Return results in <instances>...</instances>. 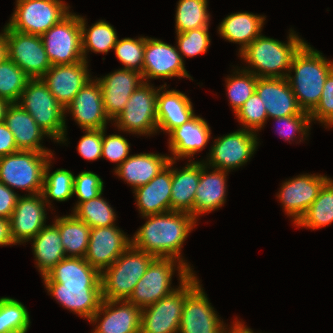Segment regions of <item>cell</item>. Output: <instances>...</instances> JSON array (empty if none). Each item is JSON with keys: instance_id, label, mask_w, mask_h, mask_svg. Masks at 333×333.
I'll return each instance as SVG.
<instances>
[{"instance_id": "1", "label": "cell", "mask_w": 333, "mask_h": 333, "mask_svg": "<svg viewBox=\"0 0 333 333\" xmlns=\"http://www.w3.org/2000/svg\"><path fill=\"white\" fill-rule=\"evenodd\" d=\"M147 221L135 232L131 245L155 257H172L190 265L181 257V248L188 234L196 226V219L189 213L169 211L144 216ZM195 225V226H194Z\"/></svg>"}, {"instance_id": "2", "label": "cell", "mask_w": 333, "mask_h": 333, "mask_svg": "<svg viewBox=\"0 0 333 333\" xmlns=\"http://www.w3.org/2000/svg\"><path fill=\"white\" fill-rule=\"evenodd\" d=\"M305 43L294 55L287 80L298 106L311 113L319 103L327 76L333 70V62ZM295 72L291 76V72Z\"/></svg>"}, {"instance_id": "3", "label": "cell", "mask_w": 333, "mask_h": 333, "mask_svg": "<svg viewBox=\"0 0 333 333\" xmlns=\"http://www.w3.org/2000/svg\"><path fill=\"white\" fill-rule=\"evenodd\" d=\"M305 43L293 30L289 33L287 43L261 34L240 52L242 59L254 69L244 70L252 72L258 78H285L294 55Z\"/></svg>"}, {"instance_id": "4", "label": "cell", "mask_w": 333, "mask_h": 333, "mask_svg": "<svg viewBox=\"0 0 333 333\" xmlns=\"http://www.w3.org/2000/svg\"><path fill=\"white\" fill-rule=\"evenodd\" d=\"M17 103L26 110L49 138L67 141L65 109L55 99L41 78H30Z\"/></svg>"}, {"instance_id": "5", "label": "cell", "mask_w": 333, "mask_h": 333, "mask_svg": "<svg viewBox=\"0 0 333 333\" xmlns=\"http://www.w3.org/2000/svg\"><path fill=\"white\" fill-rule=\"evenodd\" d=\"M154 258V255L130 245L101 273L102 298L127 300Z\"/></svg>"}, {"instance_id": "6", "label": "cell", "mask_w": 333, "mask_h": 333, "mask_svg": "<svg viewBox=\"0 0 333 333\" xmlns=\"http://www.w3.org/2000/svg\"><path fill=\"white\" fill-rule=\"evenodd\" d=\"M177 260L172 257H155L127 301L143 309L174 292L177 288L171 287V280L175 267L180 282H184L193 274L185 264Z\"/></svg>"}, {"instance_id": "7", "label": "cell", "mask_w": 333, "mask_h": 333, "mask_svg": "<svg viewBox=\"0 0 333 333\" xmlns=\"http://www.w3.org/2000/svg\"><path fill=\"white\" fill-rule=\"evenodd\" d=\"M53 153L20 150L0 157V181L10 189L19 188L29 195L42 193L44 171Z\"/></svg>"}, {"instance_id": "8", "label": "cell", "mask_w": 333, "mask_h": 333, "mask_svg": "<svg viewBox=\"0 0 333 333\" xmlns=\"http://www.w3.org/2000/svg\"><path fill=\"white\" fill-rule=\"evenodd\" d=\"M171 294L142 309L140 333H178L186 298L200 285L190 275Z\"/></svg>"}, {"instance_id": "9", "label": "cell", "mask_w": 333, "mask_h": 333, "mask_svg": "<svg viewBox=\"0 0 333 333\" xmlns=\"http://www.w3.org/2000/svg\"><path fill=\"white\" fill-rule=\"evenodd\" d=\"M61 0H16L7 25L15 31L41 36L69 13Z\"/></svg>"}, {"instance_id": "10", "label": "cell", "mask_w": 333, "mask_h": 333, "mask_svg": "<svg viewBox=\"0 0 333 333\" xmlns=\"http://www.w3.org/2000/svg\"><path fill=\"white\" fill-rule=\"evenodd\" d=\"M41 39L52 65L74 64L84 60L80 15L69 12L42 34Z\"/></svg>"}, {"instance_id": "11", "label": "cell", "mask_w": 333, "mask_h": 333, "mask_svg": "<svg viewBox=\"0 0 333 333\" xmlns=\"http://www.w3.org/2000/svg\"><path fill=\"white\" fill-rule=\"evenodd\" d=\"M157 93L153 85L143 82L132 93L123 111L114 119L119 130L150 135L158 131Z\"/></svg>"}, {"instance_id": "12", "label": "cell", "mask_w": 333, "mask_h": 333, "mask_svg": "<svg viewBox=\"0 0 333 333\" xmlns=\"http://www.w3.org/2000/svg\"><path fill=\"white\" fill-rule=\"evenodd\" d=\"M8 58L30 78H41L52 66L41 36L21 33L5 25Z\"/></svg>"}, {"instance_id": "13", "label": "cell", "mask_w": 333, "mask_h": 333, "mask_svg": "<svg viewBox=\"0 0 333 333\" xmlns=\"http://www.w3.org/2000/svg\"><path fill=\"white\" fill-rule=\"evenodd\" d=\"M257 135L246 129L217 138L211 146L207 166L229 172L251 159L257 149Z\"/></svg>"}, {"instance_id": "14", "label": "cell", "mask_w": 333, "mask_h": 333, "mask_svg": "<svg viewBox=\"0 0 333 333\" xmlns=\"http://www.w3.org/2000/svg\"><path fill=\"white\" fill-rule=\"evenodd\" d=\"M177 50L176 47L161 40L145 37L144 65L141 74L143 81L171 77H186L192 80Z\"/></svg>"}, {"instance_id": "15", "label": "cell", "mask_w": 333, "mask_h": 333, "mask_svg": "<svg viewBox=\"0 0 333 333\" xmlns=\"http://www.w3.org/2000/svg\"><path fill=\"white\" fill-rule=\"evenodd\" d=\"M330 179L320 174H302L282 184L278 198L286 214L294 219V224L306 213Z\"/></svg>"}, {"instance_id": "16", "label": "cell", "mask_w": 333, "mask_h": 333, "mask_svg": "<svg viewBox=\"0 0 333 333\" xmlns=\"http://www.w3.org/2000/svg\"><path fill=\"white\" fill-rule=\"evenodd\" d=\"M66 309L90 320L103 301L101 283H44Z\"/></svg>"}, {"instance_id": "17", "label": "cell", "mask_w": 333, "mask_h": 333, "mask_svg": "<svg viewBox=\"0 0 333 333\" xmlns=\"http://www.w3.org/2000/svg\"><path fill=\"white\" fill-rule=\"evenodd\" d=\"M131 238L117 226L91 228L85 260L100 273L131 245Z\"/></svg>"}, {"instance_id": "18", "label": "cell", "mask_w": 333, "mask_h": 333, "mask_svg": "<svg viewBox=\"0 0 333 333\" xmlns=\"http://www.w3.org/2000/svg\"><path fill=\"white\" fill-rule=\"evenodd\" d=\"M102 314L104 317L99 318ZM141 315L142 309L127 300L103 299L89 321H100L93 333H140Z\"/></svg>"}, {"instance_id": "19", "label": "cell", "mask_w": 333, "mask_h": 333, "mask_svg": "<svg viewBox=\"0 0 333 333\" xmlns=\"http://www.w3.org/2000/svg\"><path fill=\"white\" fill-rule=\"evenodd\" d=\"M46 202L41 193L19 196L9 219L15 244L31 241L45 225Z\"/></svg>"}, {"instance_id": "20", "label": "cell", "mask_w": 333, "mask_h": 333, "mask_svg": "<svg viewBox=\"0 0 333 333\" xmlns=\"http://www.w3.org/2000/svg\"><path fill=\"white\" fill-rule=\"evenodd\" d=\"M199 285L183 306L179 333H222L227 329Z\"/></svg>"}, {"instance_id": "21", "label": "cell", "mask_w": 333, "mask_h": 333, "mask_svg": "<svg viewBox=\"0 0 333 333\" xmlns=\"http://www.w3.org/2000/svg\"><path fill=\"white\" fill-rule=\"evenodd\" d=\"M87 63V61L83 60L74 64L52 65L41 77L55 99L64 108L73 101L76 94L91 80Z\"/></svg>"}, {"instance_id": "22", "label": "cell", "mask_w": 333, "mask_h": 333, "mask_svg": "<svg viewBox=\"0 0 333 333\" xmlns=\"http://www.w3.org/2000/svg\"><path fill=\"white\" fill-rule=\"evenodd\" d=\"M64 109L66 113L68 111L72 114L82 130L105 129L107 121H110L104 109L102 89L97 79L88 81Z\"/></svg>"}, {"instance_id": "23", "label": "cell", "mask_w": 333, "mask_h": 333, "mask_svg": "<svg viewBox=\"0 0 333 333\" xmlns=\"http://www.w3.org/2000/svg\"><path fill=\"white\" fill-rule=\"evenodd\" d=\"M96 79L102 89L104 109L110 120L123 111L132 93L144 82L139 72L126 68Z\"/></svg>"}, {"instance_id": "24", "label": "cell", "mask_w": 333, "mask_h": 333, "mask_svg": "<svg viewBox=\"0 0 333 333\" xmlns=\"http://www.w3.org/2000/svg\"><path fill=\"white\" fill-rule=\"evenodd\" d=\"M256 92L264 104L268 118L294 116L302 111L286 77L258 78Z\"/></svg>"}, {"instance_id": "25", "label": "cell", "mask_w": 333, "mask_h": 333, "mask_svg": "<svg viewBox=\"0 0 333 333\" xmlns=\"http://www.w3.org/2000/svg\"><path fill=\"white\" fill-rule=\"evenodd\" d=\"M170 160L149 183L134 190L136 204L142 217L171 211L172 165Z\"/></svg>"}, {"instance_id": "26", "label": "cell", "mask_w": 333, "mask_h": 333, "mask_svg": "<svg viewBox=\"0 0 333 333\" xmlns=\"http://www.w3.org/2000/svg\"><path fill=\"white\" fill-rule=\"evenodd\" d=\"M209 124L200 116H194L188 122L169 133V149L173 155L170 160L190 158L202 151L210 140Z\"/></svg>"}, {"instance_id": "27", "label": "cell", "mask_w": 333, "mask_h": 333, "mask_svg": "<svg viewBox=\"0 0 333 333\" xmlns=\"http://www.w3.org/2000/svg\"><path fill=\"white\" fill-rule=\"evenodd\" d=\"M4 123L14 136L19 150L52 153L40 141L48 134L40 128L34 118L18 103H11L5 113Z\"/></svg>"}, {"instance_id": "28", "label": "cell", "mask_w": 333, "mask_h": 333, "mask_svg": "<svg viewBox=\"0 0 333 333\" xmlns=\"http://www.w3.org/2000/svg\"><path fill=\"white\" fill-rule=\"evenodd\" d=\"M166 83L157 93V127L166 133L188 122L195 116L192 102L186 94L177 90H167ZM166 89L163 90V89ZM163 90V91H162ZM161 92V93H160Z\"/></svg>"}, {"instance_id": "29", "label": "cell", "mask_w": 333, "mask_h": 333, "mask_svg": "<svg viewBox=\"0 0 333 333\" xmlns=\"http://www.w3.org/2000/svg\"><path fill=\"white\" fill-rule=\"evenodd\" d=\"M207 165L201 161V175L194 198V218L221 207L226 200L227 171L214 169L208 173Z\"/></svg>"}, {"instance_id": "30", "label": "cell", "mask_w": 333, "mask_h": 333, "mask_svg": "<svg viewBox=\"0 0 333 333\" xmlns=\"http://www.w3.org/2000/svg\"><path fill=\"white\" fill-rule=\"evenodd\" d=\"M170 161V156L140 153L130 155L118 167L115 173L121 179L133 186L134 190L153 179Z\"/></svg>"}, {"instance_id": "31", "label": "cell", "mask_w": 333, "mask_h": 333, "mask_svg": "<svg viewBox=\"0 0 333 333\" xmlns=\"http://www.w3.org/2000/svg\"><path fill=\"white\" fill-rule=\"evenodd\" d=\"M189 161L182 170L172 168L171 211L189 213L194 217V198L201 175V162Z\"/></svg>"}, {"instance_id": "32", "label": "cell", "mask_w": 333, "mask_h": 333, "mask_svg": "<svg viewBox=\"0 0 333 333\" xmlns=\"http://www.w3.org/2000/svg\"><path fill=\"white\" fill-rule=\"evenodd\" d=\"M265 16L248 12H237L224 18L218 27V33L229 42L240 45L242 52L254 39L261 35Z\"/></svg>"}, {"instance_id": "33", "label": "cell", "mask_w": 333, "mask_h": 333, "mask_svg": "<svg viewBox=\"0 0 333 333\" xmlns=\"http://www.w3.org/2000/svg\"><path fill=\"white\" fill-rule=\"evenodd\" d=\"M33 239V252L38 270L44 277L58 262L66 257L59 228L52 223L46 225Z\"/></svg>"}, {"instance_id": "34", "label": "cell", "mask_w": 333, "mask_h": 333, "mask_svg": "<svg viewBox=\"0 0 333 333\" xmlns=\"http://www.w3.org/2000/svg\"><path fill=\"white\" fill-rule=\"evenodd\" d=\"M42 279L44 283H101V273L85 258L65 257Z\"/></svg>"}, {"instance_id": "35", "label": "cell", "mask_w": 333, "mask_h": 333, "mask_svg": "<svg viewBox=\"0 0 333 333\" xmlns=\"http://www.w3.org/2000/svg\"><path fill=\"white\" fill-rule=\"evenodd\" d=\"M54 224L59 228L61 242L66 257L86 256L91 228L78 219L73 213L63 217H56Z\"/></svg>"}, {"instance_id": "36", "label": "cell", "mask_w": 333, "mask_h": 333, "mask_svg": "<svg viewBox=\"0 0 333 333\" xmlns=\"http://www.w3.org/2000/svg\"><path fill=\"white\" fill-rule=\"evenodd\" d=\"M86 19L80 16L82 53L84 60L87 61L86 53L93 51L95 53H108L115 47L118 37L111 24L104 20L97 21L89 29L86 28Z\"/></svg>"}, {"instance_id": "37", "label": "cell", "mask_w": 333, "mask_h": 333, "mask_svg": "<svg viewBox=\"0 0 333 333\" xmlns=\"http://www.w3.org/2000/svg\"><path fill=\"white\" fill-rule=\"evenodd\" d=\"M333 222V180L330 179L320 190L306 213L295 224L298 227L317 228L326 227Z\"/></svg>"}, {"instance_id": "38", "label": "cell", "mask_w": 333, "mask_h": 333, "mask_svg": "<svg viewBox=\"0 0 333 333\" xmlns=\"http://www.w3.org/2000/svg\"><path fill=\"white\" fill-rule=\"evenodd\" d=\"M51 159L46 164L44 171V181L42 196L44 201L49 206V202L52 200L64 202L71 198L74 194V174L66 169H57L50 174ZM49 198V199H48ZM49 201V202H48ZM48 202V203H47Z\"/></svg>"}, {"instance_id": "39", "label": "cell", "mask_w": 333, "mask_h": 333, "mask_svg": "<svg viewBox=\"0 0 333 333\" xmlns=\"http://www.w3.org/2000/svg\"><path fill=\"white\" fill-rule=\"evenodd\" d=\"M176 8V32L209 26L207 0H179Z\"/></svg>"}, {"instance_id": "40", "label": "cell", "mask_w": 333, "mask_h": 333, "mask_svg": "<svg viewBox=\"0 0 333 333\" xmlns=\"http://www.w3.org/2000/svg\"><path fill=\"white\" fill-rule=\"evenodd\" d=\"M101 196L102 194L96 198L81 202L73 209V214L88 224L90 228L115 225L116 214L113 208Z\"/></svg>"}, {"instance_id": "41", "label": "cell", "mask_w": 333, "mask_h": 333, "mask_svg": "<svg viewBox=\"0 0 333 333\" xmlns=\"http://www.w3.org/2000/svg\"><path fill=\"white\" fill-rule=\"evenodd\" d=\"M30 77L8 57L0 63V98L17 103Z\"/></svg>"}, {"instance_id": "42", "label": "cell", "mask_w": 333, "mask_h": 333, "mask_svg": "<svg viewBox=\"0 0 333 333\" xmlns=\"http://www.w3.org/2000/svg\"><path fill=\"white\" fill-rule=\"evenodd\" d=\"M235 75L228 76L226 79L227 94L234 110L236 113L243 104L252 96L256 91V83L258 77L252 72L241 69L233 72Z\"/></svg>"}, {"instance_id": "43", "label": "cell", "mask_w": 333, "mask_h": 333, "mask_svg": "<svg viewBox=\"0 0 333 333\" xmlns=\"http://www.w3.org/2000/svg\"><path fill=\"white\" fill-rule=\"evenodd\" d=\"M30 323L29 312L21 302L10 297L0 299V333L23 330Z\"/></svg>"}, {"instance_id": "44", "label": "cell", "mask_w": 333, "mask_h": 333, "mask_svg": "<svg viewBox=\"0 0 333 333\" xmlns=\"http://www.w3.org/2000/svg\"><path fill=\"white\" fill-rule=\"evenodd\" d=\"M115 55L124 65V68L142 74L144 65L145 37L138 39L123 38L117 40Z\"/></svg>"}, {"instance_id": "45", "label": "cell", "mask_w": 333, "mask_h": 333, "mask_svg": "<svg viewBox=\"0 0 333 333\" xmlns=\"http://www.w3.org/2000/svg\"><path fill=\"white\" fill-rule=\"evenodd\" d=\"M244 129L255 132L264 127L268 117L261 98L255 91L252 96L235 113Z\"/></svg>"}, {"instance_id": "46", "label": "cell", "mask_w": 333, "mask_h": 333, "mask_svg": "<svg viewBox=\"0 0 333 333\" xmlns=\"http://www.w3.org/2000/svg\"><path fill=\"white\" fill-rule=\"evenodd\" d=\"M209 27L187 30L177 34V49L183 57L206 53L210 45Z\"/></svg>"}, {"instance_id": "47", "label": "cell", "mask_w": 333, "mask_h": 333, "mask_svg": "<svg viewBox=\"0 0 333 333\" xmlns=\"http://www.w3.org/2000/svg\"><path fill=\"white\" fill-rule=\"evenodd\" d=\"M103 180L91 171H83L74 178V193L78 202L74 209L81 203L96 198L103 192Z\"/></svg>"}, {"instance_id": "48", "label": "cell", "mask_w": 333, "mask_h": 333, "mask_svg": "<svg viewBox=\"0 0 333 333\" xmlns=\"http://www.w3.org/2000/svg\"><path fill=\"white\" fill-rule=\"evenodd\" d=\"M309 115L311 121L317 120L326 127L333 126V70L327 76L319 103Z\"/></svg>"}, {"instance_id": "49", "label": "cell", "mask_w": 333, "mask_h": 333, "mask_svg": "<svg viewBox=\"0 0 333 333\" xmlns=\"http://www.w3.org/2000/svg\"><path fill=\"white\" fill-rule=\"evenodd\" d=\"M106 128L102 129V157L111 162H116L117 167L129 157L130 144L125 137L112 134L106 136Z\"/></svg>"}, {"instance_id": "50", "label": "cell", "mask_w": 333, "mask_h": 333, "mask_svg": "<svg viewBox=\"0 0 333 333\" xmlns=\"http://www.w3.org/2000/svg\"><path fill=\"white\" fill-rule=\"evenodd\" d=\"M274 120H276L278 124L282 123V125H284V128H279V135L281 138H284L285 141L289 140L290 142V140H293V137H296L295 132L300 133L303 137H305L306 134L308 135L311 118L307 112L301 111L297 115L278 117L274 118Z\"/></svg>"}, {"instance_id": "51", "label": "cell", "mask_w": 333, "mask_h": 333, "mask_svg": "<svg viewBox=\"0 0 333 333\" xmlns=\"http://www.w3.org/2000/svg\"><path fill=\"white\" fill-rule=\"evenodd\" d=\"M85 135L80 139L77 150L86 160L102 158V129H86Z\"/></svg>"}, {"instance_id": "52", "label": "cell", "mask_w": 333, "mask_h": 333, "mask_svg": "<svg viewBox=\"0 0 333 333\" xmlns=\"http://www.w3.org/2000/svg\"><path fill=\"white\" fill-rule=\"evenodd\" d=\"M19 195L0 181V218L10 219Z\"/></svg>"}, {"instance_id": "53", "label": "cell", "mask_w": 333, "mask_h": 333, "mask_svg": "<svg viewBox=\"0 0 333 333\" xmlns=\"http://www.w3.org/2000/svg\"><path fill=\"white\" fill-rule=\"evenodd\" d=\"M20 151L12 132L4 122H0V157Z\"/></svg>"}, {"instance_id": "54", "label": "cell", "mask_w": 333, "mask_h": 333, "mask_svg": "<svg viewBox=\"0 0 333 333\" xmlns=\"http://www.w3.org/2000/svg\"><path fill=\"white\" fill-rule=\"evenodd\" d=\"M15 245L11 236L9 219L0 218V246Z\"/></svg>"}, {"instance_id": "55", "label": "cell", "mask_w": 333, "mask_h": 333, "mask_svg": "<svg viewBox=\"0 0 333 333\" xmlns=\"http://www.w3.org/2000/svg\"><path fill=\"white\" fill-rule=\"evenodd\" d=\"M230 330H224L222 333H254L250 328L246 327L244 323L235 321Z\"/></svg>"}, {"instance_id": "56", "label": "cell", "mask_w": 333, "mask_h": 333, "mask_svg": "<svg viewBox=\"0 0 333 333\" xmlns=\"http://www.w3.org/2000/svg\"><path fill=\"white\" fill-rule=\"evenodd\" d=\"M8 57L7 54V40L5 37V27L3 33L0 34V63H2Z\"/></svg>"}, {"instance_id": "57", "label": "cell", "mask_w": 333, "mask_h": 333, "mask_svg": "<svg viewBox=\"0 0 333 333\" xmlns=\"http://www.w3.org/2000/svg\"><path fill=\"white\" fill-rule=\"evenodd\" d=\"M10 104L8 100L0 98V122H4L5 113Z\"/></svg>"}, {"instance_id": "58", "label": "cell", "mask_w": 333, "mask_h": 333, "mask_svg": "<svg viewBox=\"0 0 333 333\" xmlns=\"http://www.w3.org/2000/svg\"><path fill=\"white\" fill-rule=\"evenodd\" d=\"M27 331H28V328L23 329V330L11 331V332H9V333H27Z\"/></svg>"}]
</instances>
